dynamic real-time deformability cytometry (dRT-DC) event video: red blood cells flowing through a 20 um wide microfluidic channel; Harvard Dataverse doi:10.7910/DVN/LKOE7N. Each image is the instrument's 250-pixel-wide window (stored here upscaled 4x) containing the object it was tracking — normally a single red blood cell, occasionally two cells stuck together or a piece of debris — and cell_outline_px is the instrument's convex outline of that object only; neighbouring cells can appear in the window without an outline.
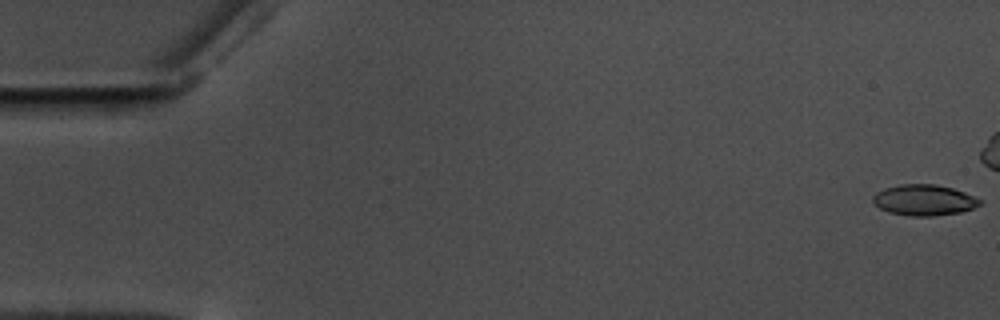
{"species": "common noctule bat (a hibernating species)", "species_latin": "Nyctalus noctula", "temperature_condition": "warm", "stored_images_in_passage": 12, "camera_frame_rate_fps": 3000, "um_per_image_px": 0.085, "animal": {"sex": "male", "body_mass_g": 17.5, "forearm_length_mm": 52.3}, "frame": {"image": 1, "passage_image": 1, "time_ms": 0.0, "image_size_px": [1000, 320], "cell_outline_px": [[984, 204], [960, 212], [936, 216], [912, 216], [888, 212], [880, 208], [872, 200], [872, 196], [876, 192], [884, 188], [900, 184], [936, 184], [952, 188], [976, 196], [984, 200]], "centroid_in_image_um": [78.59, 17.0], "position_along_channel_um": 6.4, "area_um2": 19.48}}